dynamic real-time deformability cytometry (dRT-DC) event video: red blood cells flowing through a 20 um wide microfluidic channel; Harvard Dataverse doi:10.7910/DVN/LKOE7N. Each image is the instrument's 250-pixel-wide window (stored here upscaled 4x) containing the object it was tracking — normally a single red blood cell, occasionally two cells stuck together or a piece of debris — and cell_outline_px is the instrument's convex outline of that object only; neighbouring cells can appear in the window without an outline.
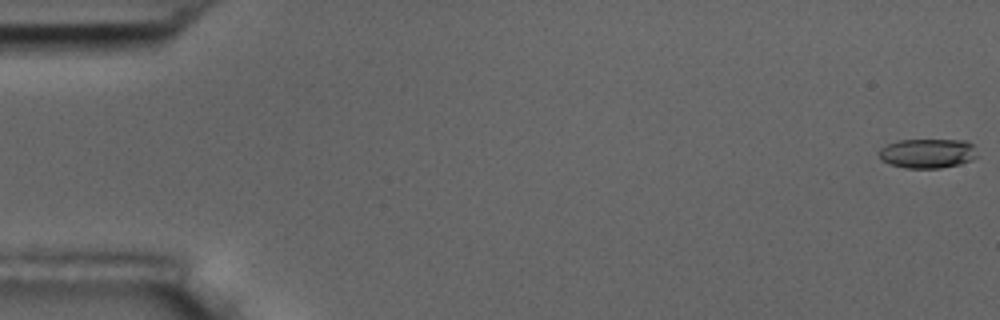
{"species": "common noctule bat (a hibernating species)", "species_latin": "Nyctalus noctula", "temperature_condition": "room temperature", "stored_images_in_passage": 8, "camera_frame_rate_fps": 3000, "um_per_image_px": 0.085, "animal": {"sex": "male", "body_mass_g": 17.5, "forearm_length_mm": 52.3}, "frame": {"image": 1, "passage_image": 1, "time_ms": 0.0, "image_size_px": [1000, 320], "cell_outline_px": [[976, 156], [972, 160], [960, 164], [940, 168], [904, 168], [888, 164], [880, 160], [876, 152], [880, 148], [888, 144], [900, 140], [964, 140], [972, 144]], "centroid_in_image_um": [78.77, 13.05], "position_along_channel_um": 6.2, "area_um2": 16.99}}
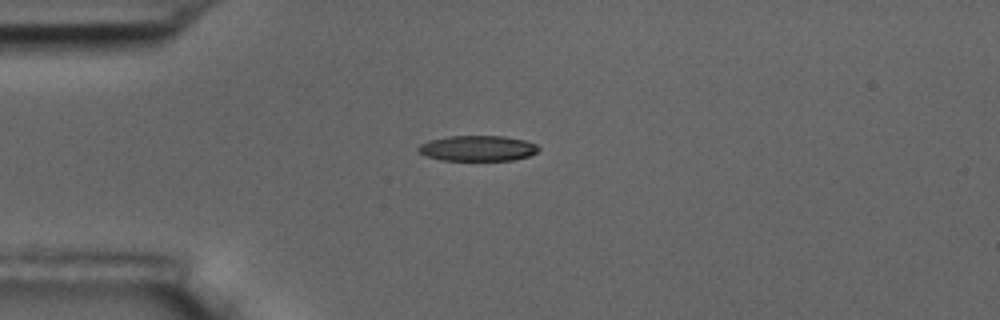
{"frame": {"image": 2, "passage_image": 5, "time_ms": 4.667, "image_size_px": [1000, 320], "cell_outline_px": [[540, 148], [536, 152], [528, 156], [512, 160], [440, 160], [424, 156], [416, 148], [420, 144], [428, 140], [448, 136], [504, 136], [524, 140], [536, 144]], "centroid_in_image_um": [40.56, 12.6], "position_along_channel_um": 44.4, "area_um2": 17.92}}